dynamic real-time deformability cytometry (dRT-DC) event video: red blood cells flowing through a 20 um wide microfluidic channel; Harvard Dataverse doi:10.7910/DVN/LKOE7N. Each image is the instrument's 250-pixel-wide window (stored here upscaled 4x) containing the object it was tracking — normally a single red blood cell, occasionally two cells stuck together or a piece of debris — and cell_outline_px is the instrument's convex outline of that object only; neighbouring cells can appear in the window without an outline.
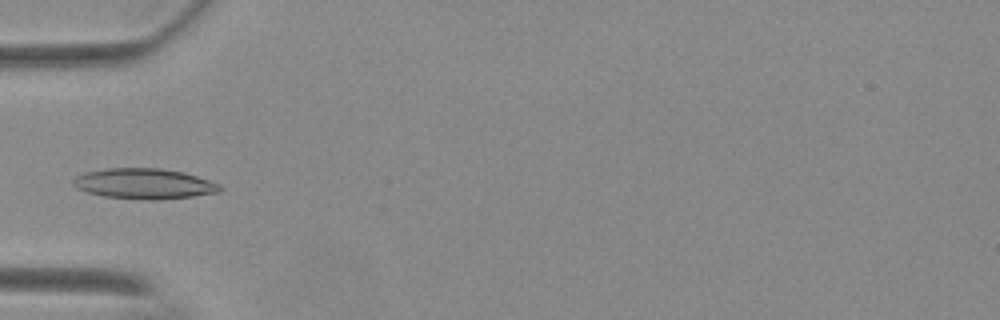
{"species": "Egyptian fruit bat (a non-hibernating species)", "species_latin": "Rousettus aegyptiacus", "temperature_condition": "warm", "stored_images_in_passage": 38, "camera_frame_rate_fps": 3000, "um_per_image_px": 0.085, "animal": {"sex": "female"}, "frame": {"image": 1, "passage_image": 1, "time_ms": 0.0, "image_size_px": [1000, 320], "cell_outline_px": [[224, 188], [220, 192], [192, 196], [160, 200], [148, 200], [104, 196], [88, 192], [76, 188], [72, 184], [72, 180], [76, 176], [84, 172], [108, 168], [160, 168], [184, 172], [220, 184]], "centroid_in_image_um": [12.26, 15.61], "position_along_channel_um": 72.7, "area_um2": 26.13}}
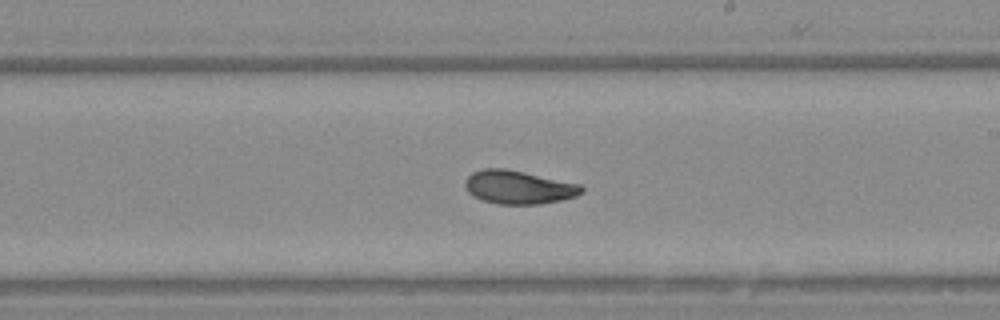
{"frame": {"image": 2, "passage_image": 15, "time_ms": 4.667, "image_size_px": [1000, 320], "cell_outline_px": [[584, 192], [576, 196], [560, 200], [540, 204], [496, 204], [480, 200], [472, 196], [464, 188], [464, 180], [472, 172], [484, 168], [504, 168], [524, 172], [580, 184], [584, 188]], "centroid_in_image_um": [44.03, 15.92], "position_along_channel_um": 245.0, "area_um2": 22.89}}
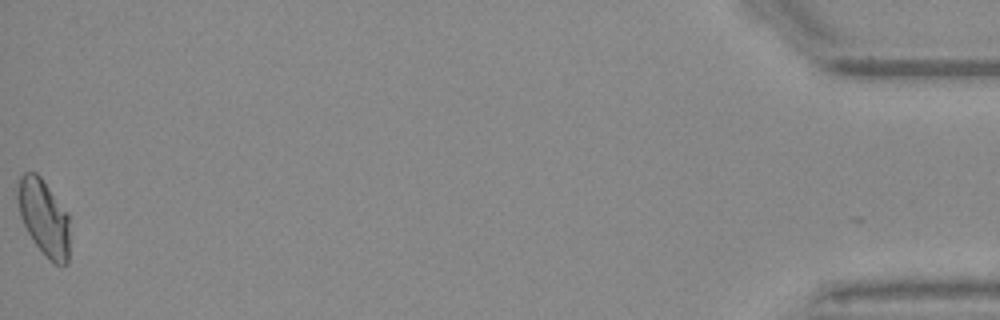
{"frame": {"image": 3, "passage_image": 38, "time_ms": 12.333, "image_size_px": [1000, 320], "cell_outline_px": [[68, 264], [56, 264], [36, 244], [28, 232], [20, 216], [16, 200], [16, 192], [20, 176], [24, 172], [36, 172], [40, 176], [68, 212]], "centroid_in_image_um": [3.7, 18.41], "position_along_channel_um": 431.5, "area_um2": 22.77}, "authors_computed_cell_mechanics": {"area_um2": 22.5709, "velocity_mm_per_s": 3.6866, "shape_relaxation_time_tau1_ms": 3.8512, "shape_relaxation_time_tau2_ms": 1.7159, "deformation_change_tau1": 0.1349, "deformation_change_tau2": 0.0688}}